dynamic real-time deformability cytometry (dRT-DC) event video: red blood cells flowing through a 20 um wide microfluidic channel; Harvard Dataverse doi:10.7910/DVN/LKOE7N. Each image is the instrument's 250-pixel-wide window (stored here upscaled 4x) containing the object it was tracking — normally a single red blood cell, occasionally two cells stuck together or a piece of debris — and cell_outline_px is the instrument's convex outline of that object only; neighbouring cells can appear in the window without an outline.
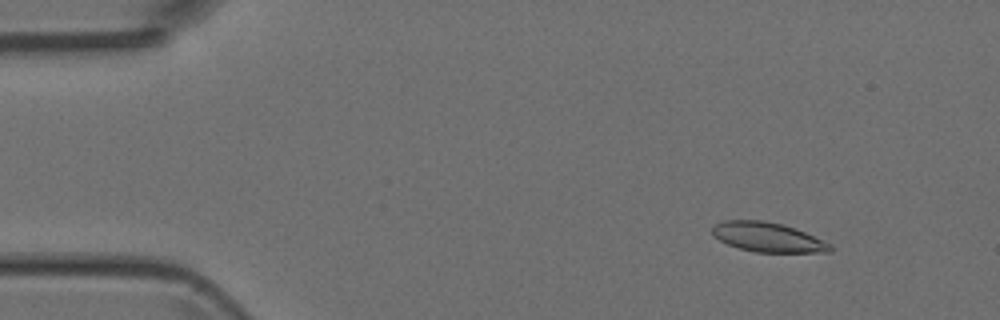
{"species": "Egyptian fruit bat (a non-hibernating species)", "species_latin": "Rousettus aegyptiacus", "temperature_condition": "room temperature", "stored_images_in_passage": 6, "camera_frame_rate_fps": 3000, "um_per_image_px": 0.085, "animal": {"sex": "female"}, "frame": {"image": 1, "passage_image": 2, "time_ms": 1.333, "image_size_px": [1000, 320], "cell_outline_px": [[832, 252], [756, 252], [740, 248], [728, 244], [712, 236], [712, 228], [716, 224], [724, 220], [764, 220], [796, 228], [832, 244]], "centroid_in_image_um": [65.27, 20.16], "position_along_channel_um": 19.7, "area_um2": 20.23}}
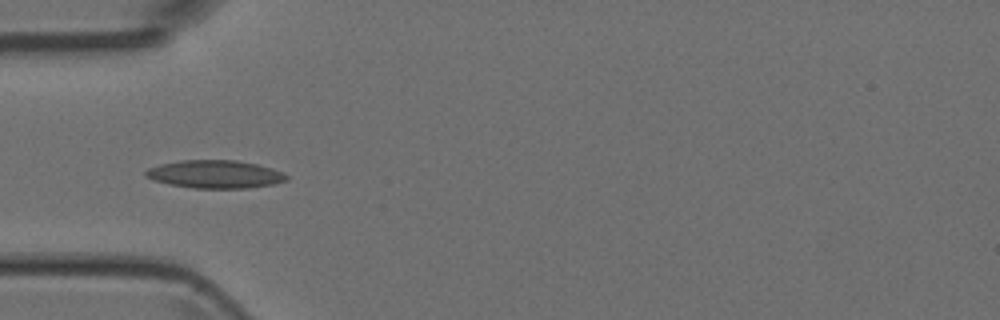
{"frame": {"image": 2, "passage_image": 5, "time_ms": 4.667, "image_size_px": [1000, 320], "cell_outline_px": [[288, 180], [272, 184], [248, 188], [192, 188], [168, 184], [152, 180], [144, 176], [144, 172], [148, 168], [160, 164], [180, 160], [236, 160], [256, 164], [272, 168], [288, 176]], "centroid_in_image_um": [18.23, 14.81], "position_along_channel_um": 66.8, "area_um2": 23.0}}
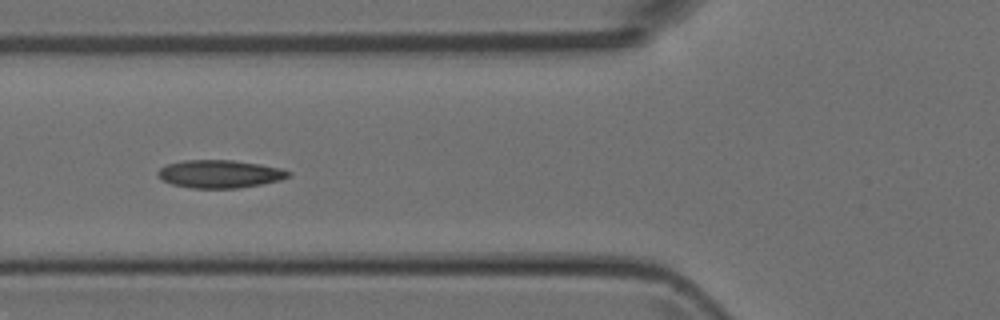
{"frame": {"image": 3, "passage_image": 6, "time_ms": 5.667, "image_size_px": [1000, 320], "cell_outline_px": [[292, 176], [280, 180], [260, 184], [236, 188], [192, 188], [172, 184], [156, 176], [156, 172], [164, 164], [184, 160], [232, 160], [260, 164], [280, 168], [292, 172]], "centroid_in_image_um": [18.66, 14.78], "position_along_channel_um": 107.1, "area_um2": 21.33}}